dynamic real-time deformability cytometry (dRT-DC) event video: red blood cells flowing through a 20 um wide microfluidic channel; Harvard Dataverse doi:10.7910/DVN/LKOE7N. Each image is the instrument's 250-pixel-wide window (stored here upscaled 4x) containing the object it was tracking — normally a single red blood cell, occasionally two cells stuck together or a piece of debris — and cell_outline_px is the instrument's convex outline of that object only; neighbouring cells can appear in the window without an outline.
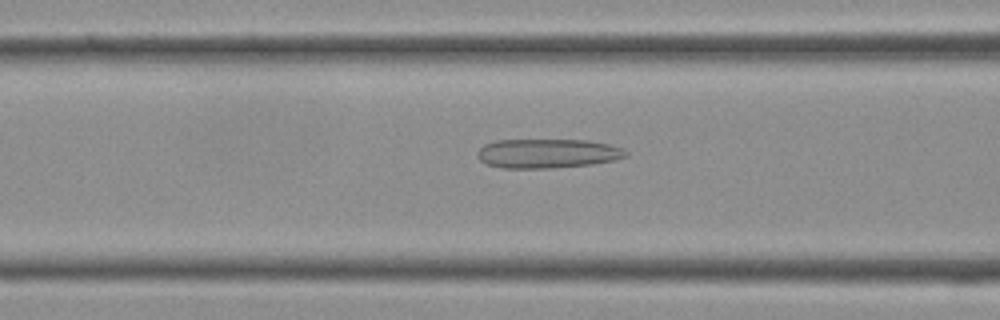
{"species": "Egyptian fruit bat (a non-hibernating species)", "species_latin": "Rousettus aegyptiacus", "temperature_condition": "cold", "stored_images_in_passage": 23, "camera_frame_rate_fps": 3000, "um_per_image_px": 0.085, "frame": {"image": 1, "passage_image": 6, "time_ms": 1.667, "image_size_px": [1000, 320], "cell_outline_px": [[628, 156], [616, 160], [592, 164], [548, 168], [500, 168], [488, 164], [480, 160], [476, 156], [476, 152], [484, 144], [496, 140], [588, 140], [608, 144], [624, 148], [628, 152]], "centroid_in_image_um": [46.54, 13.04], "position_along_channel_um": 120.1, "area_um2": 25.49}}
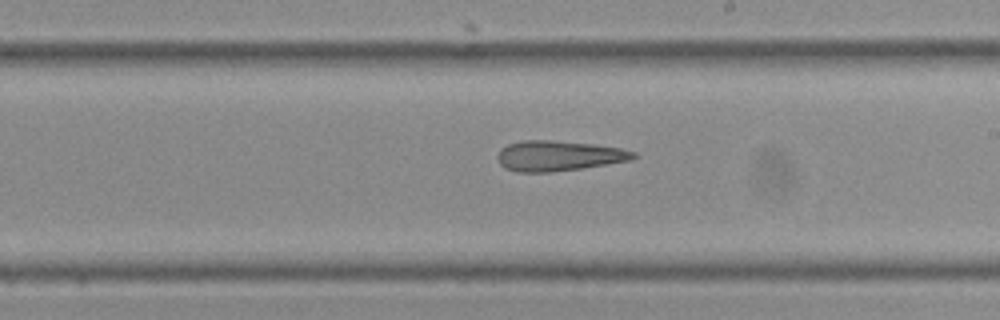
{"frame": {"image": 2, "passage_image": 13, "time_ms": 4.0, "image_size_px": [1000, 320], "cell_outline_px": [[636, 156], [632, 160], [608, 164], [552, 172], [516, 172], [504, 168], [500, 164], [496, 156], [508, 144], [524, 140], [548, 140], [592, 144], [620, 148], [636, 152]], "centroid_in_image_um": [47.48, 13.25], "position_along_channel_um": 241.5, "area_um2": 23.81}}
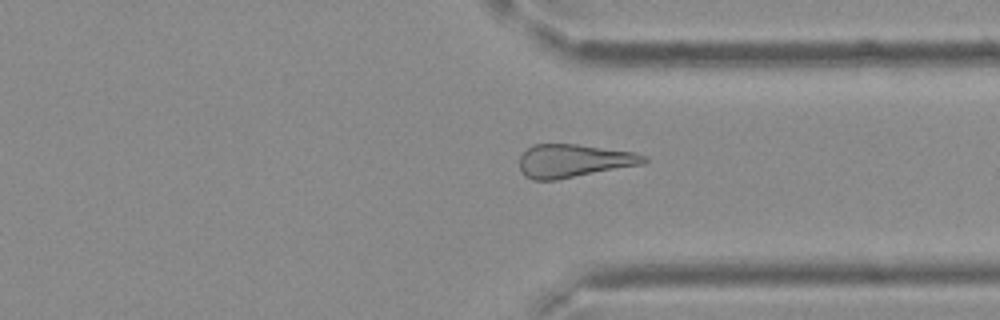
{"frame": {"image": 3, "passage_image": 20, "time_ms": 6.333, "image_size_px": [1000, 320], "cell_outline_px": [[648, 160], [640, 164], [556, 180], [532, 180], [524, 176], [520, 172], [520, 156], [532, 144], [576, 144], [632, 152], [648, 156]], "centroid_in_image_um": [48.7, 13.67], "position_along_channel_um": 362.7, "area_um2": 23.81}}